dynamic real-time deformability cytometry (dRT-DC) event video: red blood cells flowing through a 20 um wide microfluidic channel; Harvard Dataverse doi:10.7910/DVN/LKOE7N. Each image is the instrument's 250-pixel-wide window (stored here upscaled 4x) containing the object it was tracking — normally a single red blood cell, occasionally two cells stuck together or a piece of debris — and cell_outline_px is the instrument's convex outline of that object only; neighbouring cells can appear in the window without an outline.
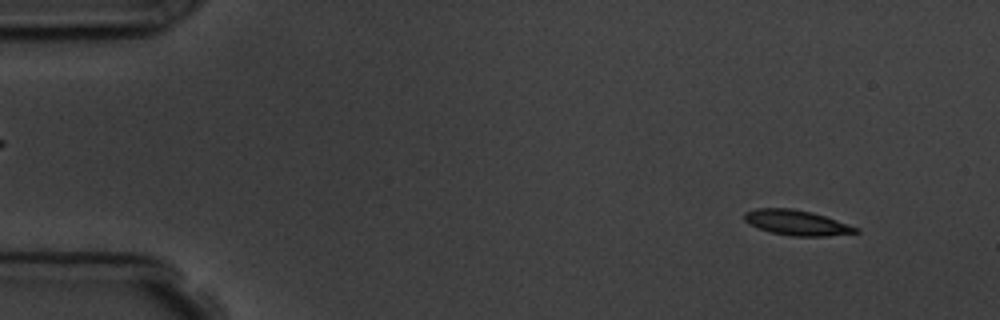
{"species": "common noctule bat (a hibernating species)", "species_latin": "Nyctalus noctula", "temperature_condition": "room temperature", "stored_images_in_passage": 9, "camera_frame_rate_fps": 3000, "um_per_image_px": 0.085, "animal": {"sex": "male", "body_mass_g": 19.5, "forearm_length_mm": 54.6}, "frame": {"image": 1, "passage_image": 1, "time_ms": 0.0, "image_size_px": [1000, 320], "cell_outline_px": [[860, 232], [828, 236], [792, 236], [772, 232], [748, 224], [744, 220], [744, 212], [756, 208], [792, 208], [812, 212], [860, 228]], "centroid_in_image_um": [67.72, 18.92], "position_along_channel_um": 17.3, "area_um2": 16.3}}
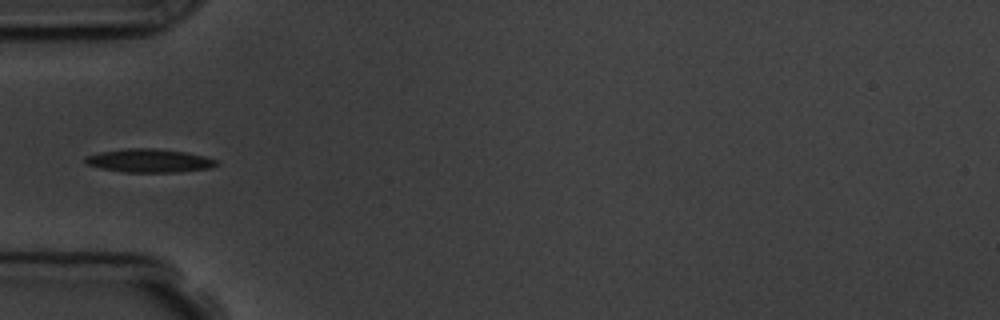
{"frame": {"image": 2, "passage_image": 4, "time_ms": 4.333, "image_size_px": [1000, 320], "cell_outline_px": [[220, 164], [212, 168], [180, 172], [124, 172], [100, 168], [88, 164], [84, 160], [88, 156], [100, 152], [128, 148], [152, 148], [188, 152], [204, 156], [216, 160]], "centroid_in_image_um": [12.76, 13.66], "position_along_channel_um": 72.2, "area_um2": 17.92}}
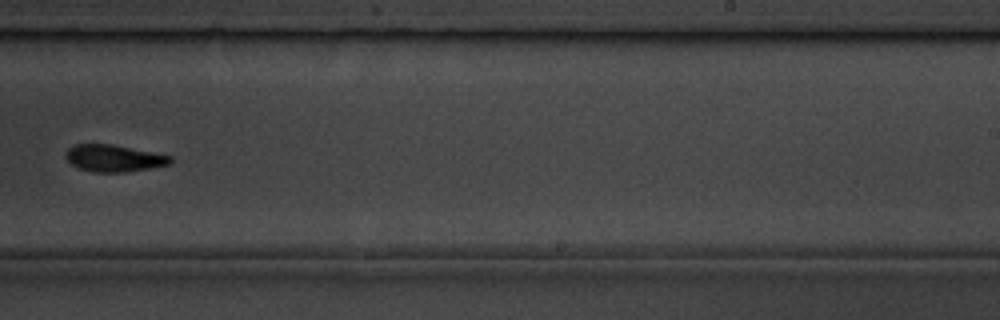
{"frame": {"image": 3, "passage_image": 9, "time_ms": 10.0, "image_size_px": [1000, 320], "cell_outline_px": [[172, 160], [168, 164], [152, 168], [124, 172], [92, 172], [80, 168], [72, 164], [64, 156], [64, 152], [68, 148], [76, 144], [112, 144], [172, 156]], "centroid_in_image_um": [9.65, 13.44], "position_along_channel_um": 279.3, "area_um2": 16.36}}